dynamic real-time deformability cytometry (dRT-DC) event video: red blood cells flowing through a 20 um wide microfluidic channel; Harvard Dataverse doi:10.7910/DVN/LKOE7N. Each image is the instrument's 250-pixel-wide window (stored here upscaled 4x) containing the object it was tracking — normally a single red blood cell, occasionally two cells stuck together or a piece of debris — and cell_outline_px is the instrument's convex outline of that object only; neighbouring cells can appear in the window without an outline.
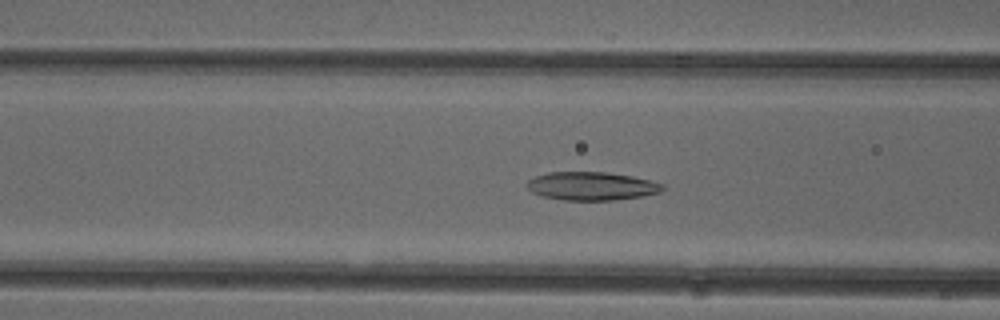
{"species": "common noctule bat (a hibernating species)", "species_latin": "Nyctalus noctula", "temperature_condition": "cold", "stored_images_in_passage": 49, "camera_frame_rate_fps": 3000, "um_per_image_px": 0.085, "animal": {"sex": "female"}, "frame": {"image": 1, "passage_image": 17, "time_ms": 5.333, "image_size_px": [1000, 320], "cell_outline_px": [[664, 188], [660, 192], [644, 196], [616, 200], [564, 200], [544, 196], [532, 192], [524, 184], [528, 180], [536, 176], [548, 172], [604, 172], [632, 176], [652, 180], [664, 184]], "centroid_in_image_um": [50.31, 15.81], "position_along_channel_um": 116.3, "area_um2": 22.48}}
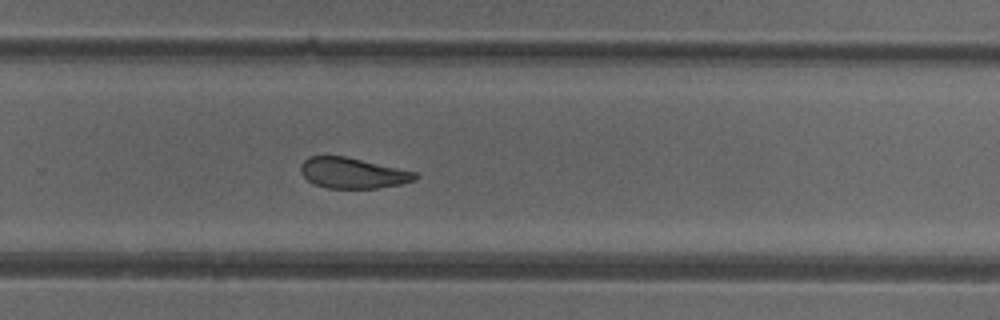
{"frame": {"image": 2, "passage_image": 31, "time_ms": 10.0, "image_size_px": [1000, 320], "cell_outline_px": [[420, 176], [416, 180], [400, 184], [376, 188], [328, 188], [316, 184], [308, 180], [300, 172], [300, 164], [308, 156], [344, 156], [416, 172]], "centroid_in_image_um": [29.98, 14.7], "position_along_channel_um": 299.8, "area_um2": 20.29}}
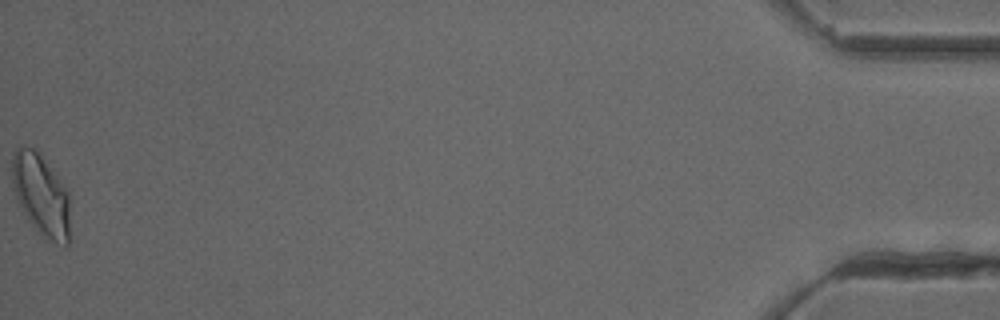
{"frame": {"image": 3, "passage_image": 49, "time_ms": 16.0, "image_size_px": [1000, 320], "cell_outline_px": [[68, 248], [64, 248], [56, 244], [44, 236], [28, 220], [12, 188], [12, 156], [16, 148], [32, 148], [40, 156], [60, 180], [68, 192]], "centroid_in_image_um": [3.48, 16.61], "position_along_channel_um": 431.7, "area_um2": 26.82}, "authors_computed_cell_mechanics": {"area_um2": 23.0622, "velocity_mm_per_s": 3.9402, "shape_relaxation_time_tau1_ms": 7.5896, "shape_relaxation_time_tau2_ms": 2.7936, "deformation_change_tau1": 0.1752, "deformation_change_tau2": 0.1011}}